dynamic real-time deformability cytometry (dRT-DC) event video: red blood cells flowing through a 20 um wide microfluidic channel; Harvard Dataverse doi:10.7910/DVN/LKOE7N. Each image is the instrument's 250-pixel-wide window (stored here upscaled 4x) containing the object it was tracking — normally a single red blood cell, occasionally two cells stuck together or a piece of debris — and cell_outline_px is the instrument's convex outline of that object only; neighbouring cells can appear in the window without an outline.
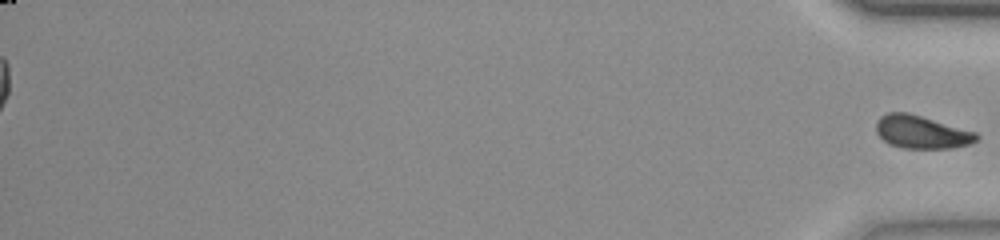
{"species": "common noctule bat (a hibernating species)", "species_latin": "Nyctalus noctula", "temperature_condition": "room temperature", "stored_images_in_passage": 55, "segment_of_instrument_passage": [2, 2], "camera_frame_rate_fps": 3000, "um_per_image_px": 0.085, "animal": {"sex": "female", "body_mass_g": 23.0, "forearm_length_mm": 53.4}, "frame": {"image": 1, "passage_image": 55, "time_ms": 18.0, "image_size_px": [1000, 240], "cell_outline_px": [[980, 136], [972, 144], [952, 148], [904, 148], [888, 144], [876, 132], [876, 120], [880, 116], [888, 112], [908, 112], [976, 132]], "centroid_in_image_um": [78.32, 11.22], "position_along_channel_um": 356.9, "area_um2": 19.36}}